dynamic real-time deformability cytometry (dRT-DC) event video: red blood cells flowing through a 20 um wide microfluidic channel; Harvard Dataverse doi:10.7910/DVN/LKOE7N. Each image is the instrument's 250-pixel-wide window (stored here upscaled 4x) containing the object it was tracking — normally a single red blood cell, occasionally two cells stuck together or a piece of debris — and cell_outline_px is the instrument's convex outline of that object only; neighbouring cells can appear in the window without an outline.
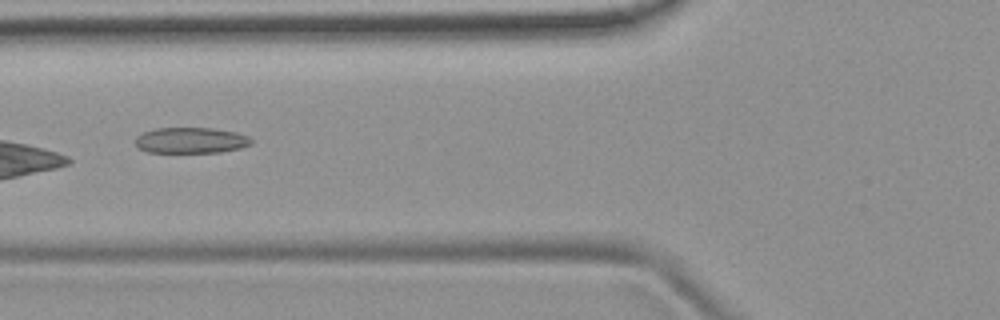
{"species": "common noctule bat (a hibernating species)", "species_latin": "Nyctalus noctula", "temperature_condition": "room temperature", "stored_images_in_passage": 5, "camera_frame_rate_fps": 3000, "um_per_image_px": 0.085, "animal": {"sex": "female", "body_mass_g": 19.9}, "frame": {"image": 1, "passage_image": 5, "time_ms": 5.0, "image_size_px": [1000, 320], "cell_outline_px": [[252, 140], [248, 144], [240, 148], [220, 152], [148, 152], [136, 148], [136, 136], [144, 132], [156, 128], [212, 128], [236, 132], [248, 136]], "centroid_in_image_um": [16.19, 11.93], "position_along_channel_um": 109.6, "area_um2": 17.34}}